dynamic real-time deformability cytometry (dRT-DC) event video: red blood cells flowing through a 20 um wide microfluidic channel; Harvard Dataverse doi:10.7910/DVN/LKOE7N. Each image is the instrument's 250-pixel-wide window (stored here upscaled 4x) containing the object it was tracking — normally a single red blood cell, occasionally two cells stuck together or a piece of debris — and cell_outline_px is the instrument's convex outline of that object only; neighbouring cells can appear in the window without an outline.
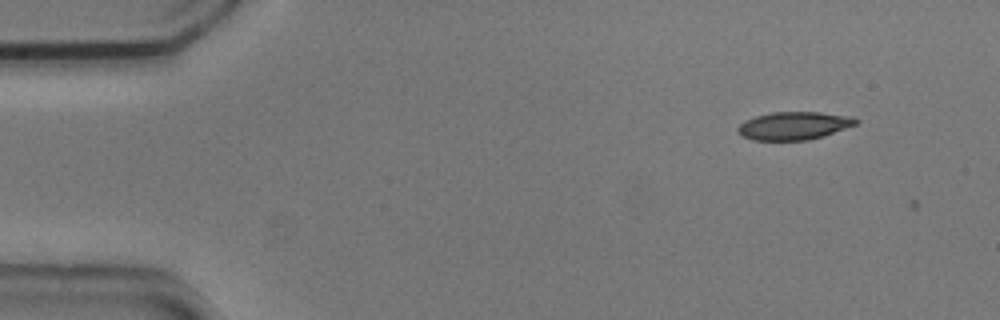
{"species": "common noctule bat (a hibernating species)", "species_latin": "Nyctalus noctula", "temperature_condition": "cold", "stored_images_in_passage": 3, "camera_frame_rate_fps": 3000, "um_per_image_px": 0.085, "animal": {"sex": "male", "body_mass_g": 20.5, "forearm_length_mm": 52.5}, "frame": {"image": 1, "passage_image": 1, "time_ms": 0.0, "image_size_px": [1000, 320], "cell_outline_px": [[860, 120], [856, 124], [824, 136], [808, 140], [752, 140], [736, 132], [736, 128], [744, 120], [756, 116], [772, 112], [820, 112], [852, 116]], "centroid_in_image_um": [67.48, 10.68], "position_along_channel_um": 17.5, "area_um2": 19.31}}